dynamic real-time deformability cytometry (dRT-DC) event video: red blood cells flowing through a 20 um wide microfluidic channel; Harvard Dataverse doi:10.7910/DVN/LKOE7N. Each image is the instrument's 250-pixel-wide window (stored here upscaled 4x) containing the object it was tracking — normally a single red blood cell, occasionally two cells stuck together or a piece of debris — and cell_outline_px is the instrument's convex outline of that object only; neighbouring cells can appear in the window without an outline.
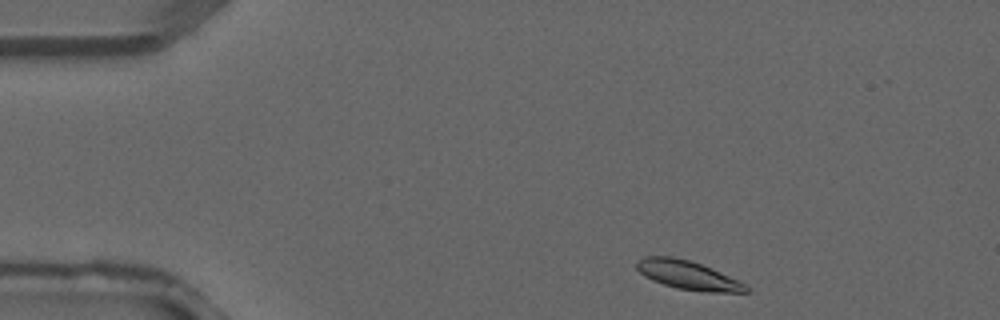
{"species": "common noctule bat (a hibernating species)", "species_latin": "Nyctalus noctula", "temperature_condition": "warm", "stored_images_in_passage": 3, "camera_frame_rate_fps": 3000, "um_per_image_px": 0.085, "animal": {"sex": "male", "forearm_length_mm": 52.5}, "frame": {"image": 1, "passage_image": 1, "time_ms": 0.0, "image_size_px": [1000, 320], "cell_outline_px": [[748, 292], [708, 292], [676, 288], [652, 280], [644, 276], [636, 268], [636, 260], [644, 256], [672, 256], [688, 260], [700, 264], [728, 276], [744, 284], [748, 288]], "centroid_in_image_um": [58.39, 23.37], "position_along_channel_um": 26.6, "area_um2": 17.98}}
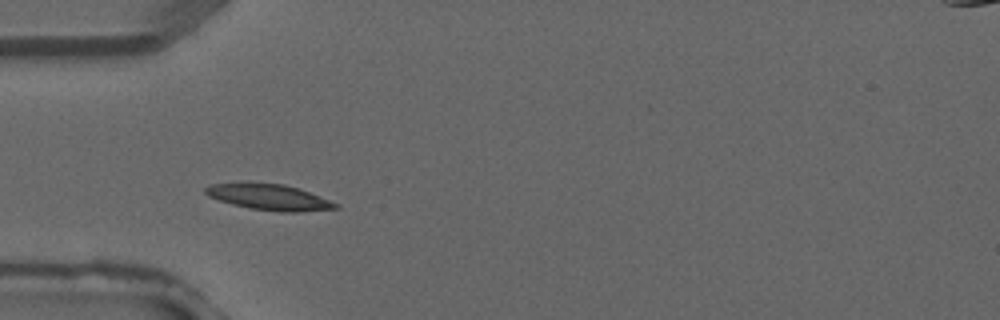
{"frame": {"image": 2, "passage_image": 3, "time_ms": 0.667, "image_size_px": [1000, 320], "cell_outline_px": [[340, 208], [300, 212], [280, 212], [252, 208], [232, 204], [208, 196], [204, 192], [204, 188], [212, 184], [248, 180], [284, 184], [300, 188], [340, 204]], "centroid_in_image_um": [22.87, 16.71], "position_along_channel_um": 62.1, "area_um2": 20.29}}